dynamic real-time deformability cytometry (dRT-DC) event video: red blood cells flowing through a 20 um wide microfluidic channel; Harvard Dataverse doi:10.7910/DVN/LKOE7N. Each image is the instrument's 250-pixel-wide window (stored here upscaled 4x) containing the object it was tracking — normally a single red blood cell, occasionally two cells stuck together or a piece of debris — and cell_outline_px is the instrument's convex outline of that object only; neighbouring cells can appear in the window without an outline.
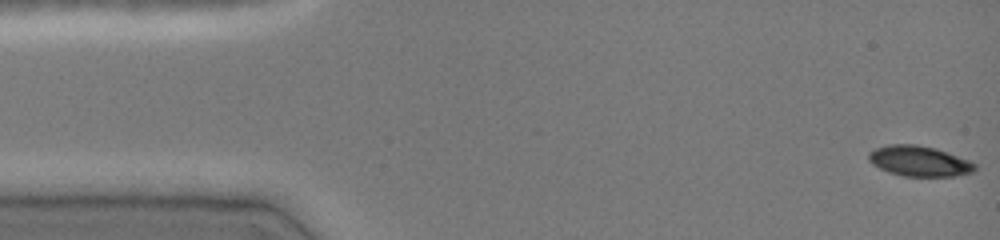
{"species": "common noctule bat (a hibernating species)", "species_latin": "Nyctalus noctula", "temperature_condition": "cold", "stored_images_in_passage": 47, "camera_frame_rate_fps": 3000, "um_per_image_px": 0.085, "animal": {"sex": "female", "body_mass_g": 19.0, "forearm_length_mm": 51.5}, "frame": {"image": 1, "passage_image": 1, "time_ms": 0.0, "image_size_px": [1000, 240], "cell_outline_px": [[976, 168], [972, 172], [956, 176], [904, 176], [888, 172], [872, 164], [868, 160], [868, 152], [876, 148], [888, 144], [916, 144], [936, 148], [968, 160], [976, 164]], "centroid_in_image_um": [78.11, 13.69], "position_along_channel_um": 6.9, "area_um2": 18.84}}
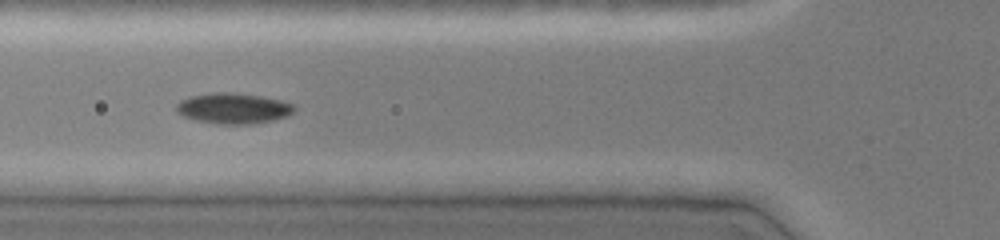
{"frame": {"image": 2, "passage_image": 17, "time_ms": 5.333, "image_size_px": [1000, 240], "cell_outline_px": [[296, 108], [288, 116], [272, 120], [252, 124], [220, 124], [196, 120], [184, 116], [176, 112], [176, 104], [180, 100], [188, 96], [212, 92], [232, 92], [260, 96], [280, 100], [296, 104]], "centroid_in_image_um": [19.82, 9.2], "position_along_channel_um": 106.0, "area_um2": 21.21}}
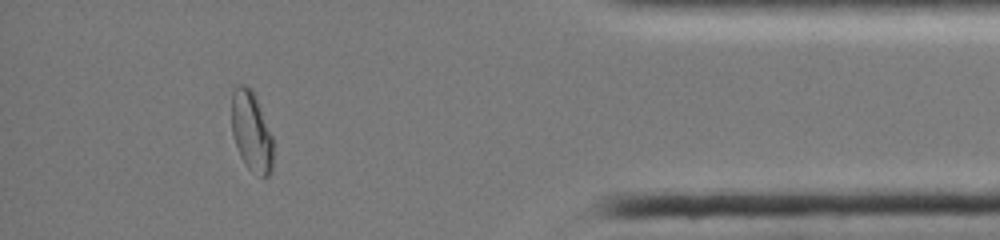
{"frame": {"image": 3, "passage_image": 42, "time_ms": 13.667, "image_size_px": [1000, 240], "cell_outline_px": [[272, 172], [268, 176], [260, 176], [248, 168], [240, 156], [232, 136], [232, 92], [236, 84], [244, 84], [252, 92], [256, 100], [272, 136]], "centroid_in_image_um": [21.35, 11.21], "position_along_channel_um": 413.9, "area_um2": 19.02}, "authors_computed_cell_mechanics": {"area_um2": 19.652, "velocity_mm_per_s": 4.0607, "shape_relaxation_time_tau1_ms": null, "shape_relaxation_time_tau2_ms": 4.0453, "deformation_change_tau1": null, "deformation_change_tau2": 0.0602}}